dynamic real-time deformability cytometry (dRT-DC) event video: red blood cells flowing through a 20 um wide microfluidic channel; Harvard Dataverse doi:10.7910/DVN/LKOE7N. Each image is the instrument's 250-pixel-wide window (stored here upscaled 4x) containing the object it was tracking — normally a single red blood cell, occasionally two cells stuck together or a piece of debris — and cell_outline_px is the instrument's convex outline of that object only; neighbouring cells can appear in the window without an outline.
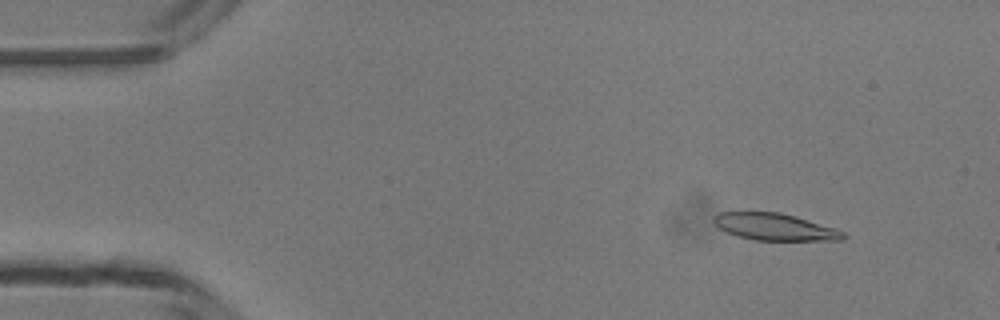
{"species": "common noctule bat (a hibernating species)", "species_latin": "Nyctalus noctula", "temperature_condition": "room temperature", "stored_images_in_passage": 48, "camera_frame_rate_fps": 3000, "um_per_image_px": 0.085, "animal": {"sex": "male", "body_mass_g": 13.3}, "frame": {"image": 1, "passage_image": 5, "time_ms": 1.333, "image_size_px": [1000, 320], "cell_outline_px": [[848, 236], [840, 240], [756, 240], [740, 236], [728, 232], [720, 228], [712, 220], [720, 212], [780, 212], [836, 228], [844, 232]], "centroid_in_image_um": [65.9, 19.28], "position_along_channel_um": 19.1, "area_um2": 20.0}}
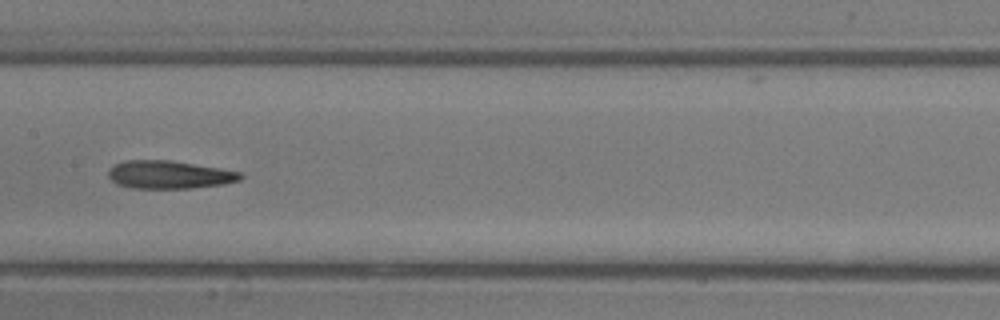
{"frame": {"image": 2, "passage_image": 24, "time_ms": 7.667, "image_size_px": [1000, 320], "cell_outline_px": [[244, 176], [240, 180], [224, 184], [192, 188], [132, 188], [116, 184], [108, 176], [108, 172], [116, 164], [124, 160], [172, 160], [220, 168], [240, 172]], "centroid_in_image_um": [14.4, 14.85], "position_along_channel_um": 193.0, "area_um2": 21.56}}
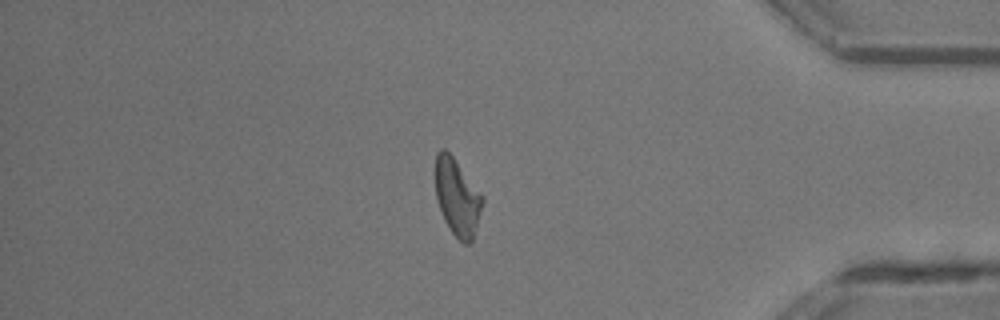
{"frame": {"image": 3, "passage_image": 41, "time_ms": 13.333, "image_size_px": [1000, 320], "cell_outline_px": [[484, 200], [472, 244], [464, 244], [452, 232], [444, 220], [436, 196], [436, 152], [440, 148], [444, 148], [452, 156], [484, 196]], "centroid_in_image_um": [38.88, 16.78], "position_along_channel_um": 396.3, "area_um2": 20.98}, "authors_computed_cell_mechanics": {"area_um2": 21.0103, "velocity_mm_per_s": 4.1872, "shape_relaxation_time_tau1_ms": null, "shape_relaxation_time_tau2_ms": 4.9376, "deformation_change_tau1": null, "deformation_change_tau2": 0.185}}